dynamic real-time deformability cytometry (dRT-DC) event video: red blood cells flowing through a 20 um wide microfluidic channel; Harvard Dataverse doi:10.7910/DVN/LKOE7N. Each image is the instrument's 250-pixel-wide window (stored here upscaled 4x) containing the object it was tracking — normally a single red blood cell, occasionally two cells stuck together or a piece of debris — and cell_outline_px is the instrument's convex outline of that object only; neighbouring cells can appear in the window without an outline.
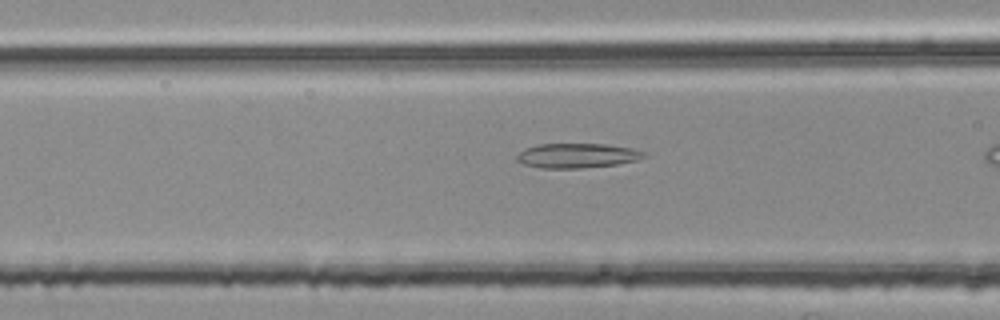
{"species": "common noctule bat (a hibernating species)", "species_latin": "Nyctalus noctula", "temperature_condition": "room temperature", "stored_images_in_passage": 22, "camera_frame_rate_fps": 3000, "um_per_image_px": 0.085, "animal": {"sex": "female", "body_mass_g": 25.1}, "frame": {"image": 1, "passage_image": 16, "time_ms": 5.0, "image_size_px": [1000, 320], "cell_outline_px": [[648, 156], [636, 160], [616, 164], [584, 168], [540, 168], [524, 164], [516, 160], [516, 156], [524, 148], [536, 144], [608, 144], [632, 148], [644, 152]], "centroid_in_image_um": [49.04, 13.22], "position_along_channel_um": 117.6, "area_um2": 18.32}}
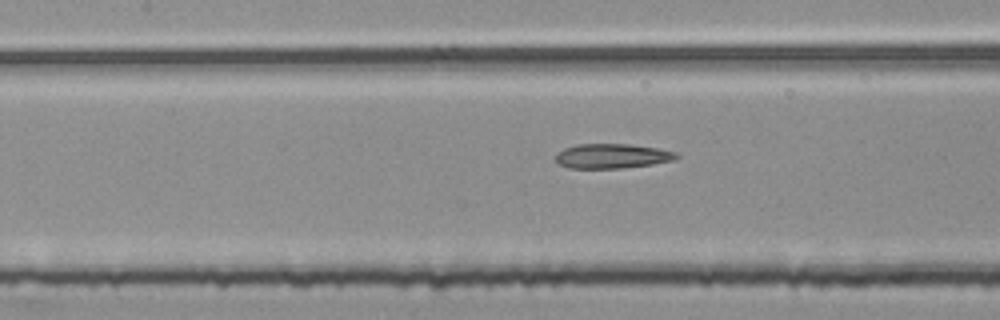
{"frame": {"image": 2, "passage_image": 19, "time_ms": 6.0, "image_size_px": [1000, 320], "cell_outline_px": [[680, 156], [672, 160], [652, 164], [620, 168], [568, 168], [560, 164], [556, 160], [556, 152], [564, 148], [576, 144], [628, 144], [660, 148], [676, 152]], "centroid_in_image_um": [52.02, 13.25], "position_along_channel_um": 155.4, "area_um2": 17.34}}